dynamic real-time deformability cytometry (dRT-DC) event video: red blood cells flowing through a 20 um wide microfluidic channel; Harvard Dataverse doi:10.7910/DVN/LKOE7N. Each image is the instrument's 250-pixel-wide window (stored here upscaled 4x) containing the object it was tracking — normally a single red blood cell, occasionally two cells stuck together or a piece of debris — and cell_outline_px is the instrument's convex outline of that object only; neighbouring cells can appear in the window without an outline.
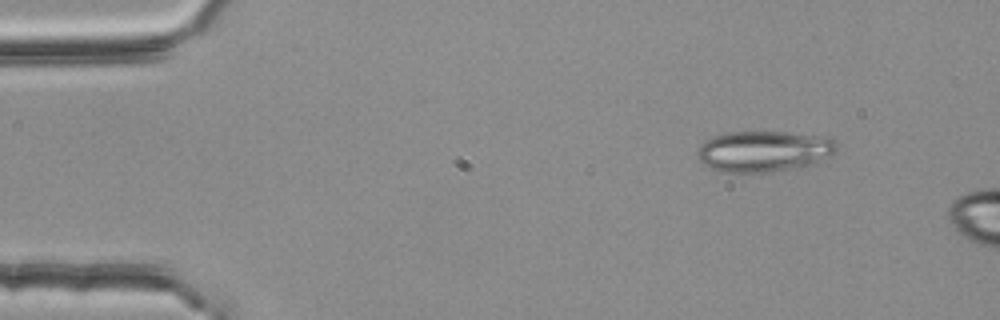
{"species": "common noctule bat (a hibernating species)", "species_latin": "Nyctalus noctula", "temperature_condition": "room temperature", "stored_images_in_passage": 4, "camera_frame_rate_fps": 3000, "um_per_image_px": 0.085, "animal": {"sex": "female", "body_mass_g": 25.1}, "frame": {"image": 1, "passage_image": 2, "time_ms": 0.333, "image_size_px": [1000, 320], "cell_outline_px": [[836, 152], [812, 164], [800, 168], [768, 172], [720, 172], [708, 168], [700, 160], [696, 152], [700, 144], [704, 140], [712, 136], [728, 132], [784, 132], [824, 136], [836, 140]], "centroid_in_image_um": [64.89, 12.86], "position_along_channel_um": 20.1, "area_um2": 33.52}}